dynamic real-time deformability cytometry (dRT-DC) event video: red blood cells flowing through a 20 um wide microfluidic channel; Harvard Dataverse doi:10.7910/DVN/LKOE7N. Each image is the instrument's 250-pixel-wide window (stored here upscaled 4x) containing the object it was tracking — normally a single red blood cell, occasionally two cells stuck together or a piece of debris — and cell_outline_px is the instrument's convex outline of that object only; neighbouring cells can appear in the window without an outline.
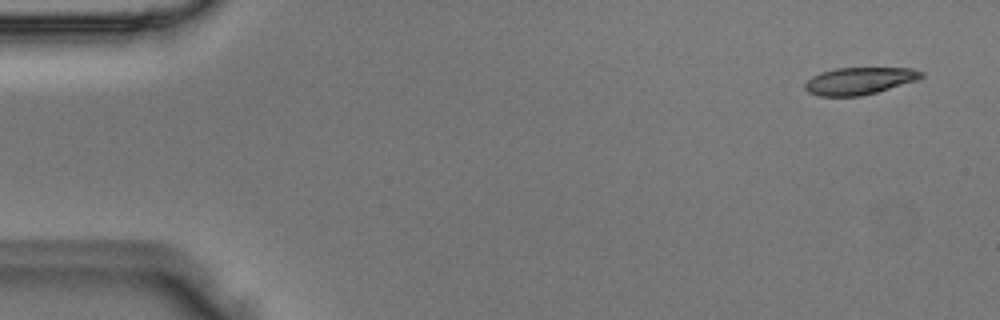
{"species": "Egyptian fruit bat (a non-hibernating species)", "species_latin": "Rousettus aegyptiacus", "temperature_condition": "room temperature", "stored_images_in_passage": 4, "camera_frame_rate_fps": 3000, "um_per_image_px": 0.085, "animal": {"sex": "male"}, "frame": {"image": 1, "passage_image": 1, "time_ms": 0.0, "image_size_px": [1000, 320], "cell_outline_px": [[924, 76], [916, 80], [876, 92], [860, 96], [820, 96], [808, 92], [804, 88], [804, 84], [812, 76], [820, 72], [836, 68], [912, 68], [924, 72]], "centroid_in_image_um": [73.02, 6.87], "position_along_channel_um": 12.0, "area_um2": 18.32}}
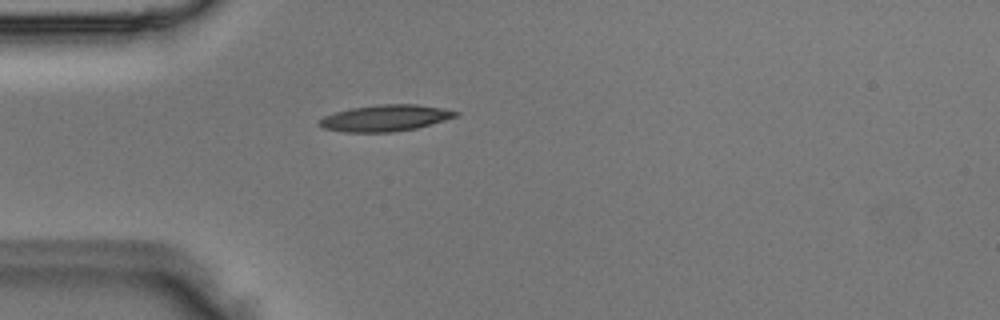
{"frame": {"image": 2, "passage_image": 4, "time_ms": 1.0, "image_size_px": [1000, 320], "cell_outline_px": [[460, 112], [456, 116], [444, 120], [416, 128], [392, 132], [344, 132], [324, 128], [320, 124], [320, 120], [324, 116], [336, 112], [352, 108], [380, 104], [416, 104], [440, 108]], "centroid_in_image_um": [32.75, 10.03], "position_along_channel_um": 52.3, "area_um2": 20.58}}